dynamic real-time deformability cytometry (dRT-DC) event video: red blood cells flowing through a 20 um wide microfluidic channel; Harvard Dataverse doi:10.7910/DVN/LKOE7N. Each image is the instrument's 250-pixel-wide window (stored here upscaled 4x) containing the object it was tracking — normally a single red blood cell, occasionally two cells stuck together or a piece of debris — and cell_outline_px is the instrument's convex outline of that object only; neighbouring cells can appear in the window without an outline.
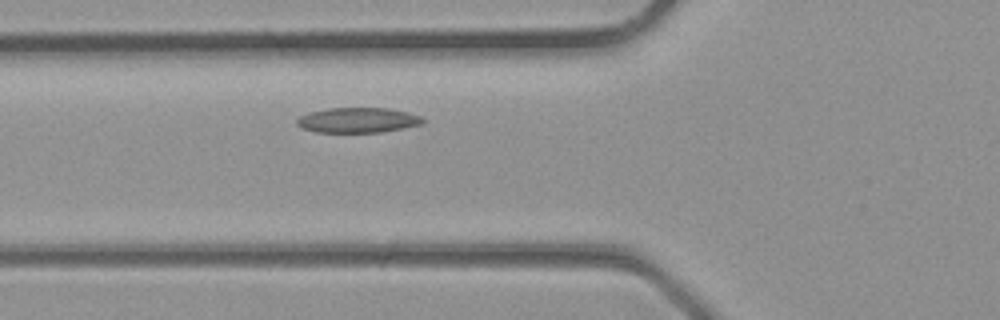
{"species": "common noctule bat (a hibernating species)", "species_latin": "Nyctalus noctula", "temperature_condition": "room temperature", "stored_images_in_passage": 24, "camera_frame_rate_fps": 3000, "um_per_image_px": 0.085, "animal": {"sex": "male", "body_mass_g": 23.1, "forearm_length_mm": 52.7}, "frame": {"image": 1, "passage_image": 5, "time_ms": 1.333, "image_size_px": [1000, 320], "cell_outline_px": [[424, 120], [420, 124], [404, 128], [380, 132], [316, 132], [300, 128], [296, 124], [296, 120], [300, 116], [312, 112], [328, 108], [388, 108], [408, 112], [420, 116]], "centroid_in_image_um": [30.39, 10.21], "position_along_channel_um": 95.4, "area_um2": 18.32}}
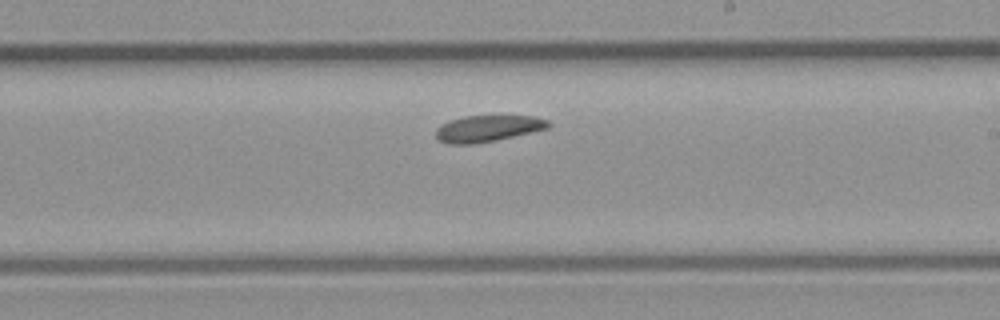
{"frame": {"image": 2, "passage_image": 13, "time_ms": 4.0, "image_size_px": [1000, 320], "cell_outline_px": [[552, 124], [548, 128], [512, 136], [472, 144], [452, 144], [440, 140], [436, 136], [436, 128], [440, 124], [448, 120], [464, 116], [536, 116], [548, 120]], "centroid_in_image_um": [41.44, 10.9], "position_along_channel_um": 247.6, "area_um2": 17.11}}
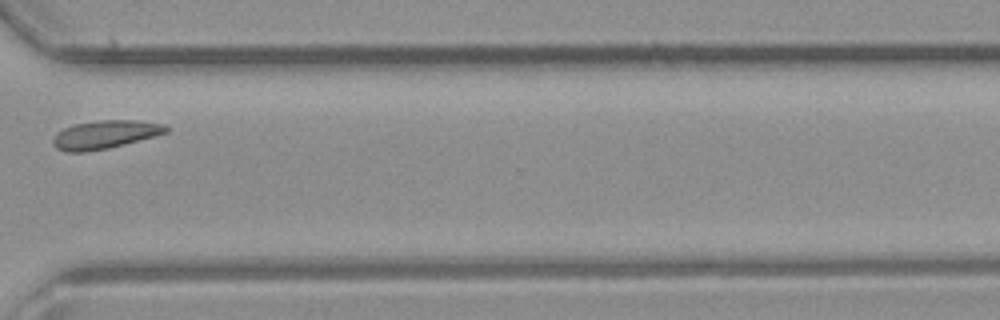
{"frame": {"image": 3, "passage_image": 19, "time_ms": 6.0, "image_size_px": [1000, 320], "cell_outline_px": [[168, 132], [156, 136], [108, 148], [84, 152], [64, 152], [56, 148], [52, 144], [52, 140], [56, 132], [64, 128], [76, 124], [100, 120], [136, 120], [164, 124], [168, 128]], "centroid_in_image_um": [8.9, 11.44], "position_along_channel_um": 361.7, "area_um2": 18.67}}